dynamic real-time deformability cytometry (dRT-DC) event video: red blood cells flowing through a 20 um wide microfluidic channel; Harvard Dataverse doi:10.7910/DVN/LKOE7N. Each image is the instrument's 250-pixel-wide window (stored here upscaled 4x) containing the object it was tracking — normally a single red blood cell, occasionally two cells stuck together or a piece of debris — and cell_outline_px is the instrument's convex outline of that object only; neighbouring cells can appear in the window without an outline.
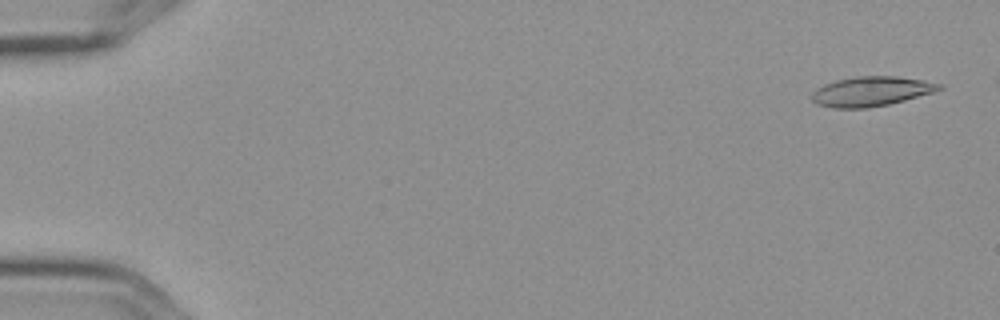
{"species": "Egyptian fruit bat (a non-hibernating species)", "species_latin": "Rousettus aegyptiacus", "temperature_condition": "cold", "stored_images_in_passage": 5, "camera_frame_rate_fps": 3000, "um_per_image_px": 0.085, "frame": {"image": 1, "passage_image": 1, "time_ms": 0.0, "image_size_px": [1000, 320], "cell_outline_px": [[944, 88], [932, 92], [904, 100], [888, 104], [868, 108], [836, 108], [816, 104], [812, 100], [812, 92], [816, 88], [824, 84], [836, 80], [856, 76], [896, 76], [924, 80], [944, 84]], "centroid_in_image_um": [74.05, 7.76], "position_along_channel_um": 11.0, "area_um2": 22.02}}